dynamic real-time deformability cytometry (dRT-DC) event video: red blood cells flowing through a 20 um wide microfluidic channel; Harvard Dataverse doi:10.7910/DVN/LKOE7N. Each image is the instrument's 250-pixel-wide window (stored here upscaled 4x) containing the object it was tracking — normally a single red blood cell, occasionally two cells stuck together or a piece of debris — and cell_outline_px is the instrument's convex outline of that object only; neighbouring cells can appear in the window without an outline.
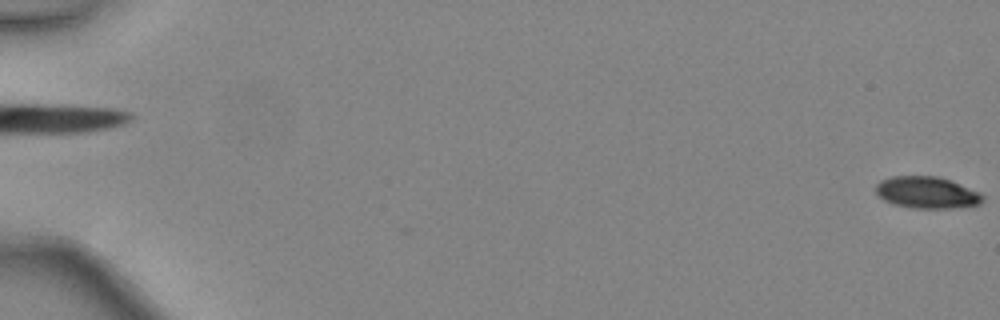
{"species": "common noctule bat (a hibernating species)", "species_latin": "Nyctalus noctula", "temperature_condition": "warm", "stored_images_in_passage": 49, "camera_frame_rate_fps": 3000, "um_per_image_px": 0.085, "animal": {"sex": "female", "body_mass_g": 24.6, "forearm_length_mm": 56.2}, "frame": {"image": 1, "passage_image": 1, "time_ms": 0.0, "image_size_px": [1000, 320], "cell_outline_px": [[984, 200], [980, 204], [952, 208], [912, 208], [896, 204], [884, 200], [876, 192], [876, 184], [880, 180], [892, 176], [936, 176], [948, 180], [976, 192], [984, 196]], "centroid_in_image_um": [78.74, 16.37], "position_along_channel_um": 6.3, "area_um2": 19.36}}
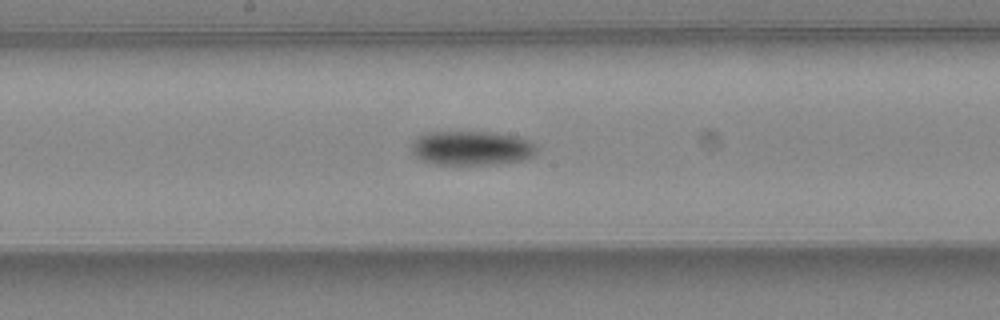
{"frame": {"image": 2, "passage_image": 28, "time_ms": 9.0, "image_size_px": [1000, 320], "cell_outline_px": [[536, 152], [528, 160], [500, 164], [436, 164], [420, 160], [412, 152], [412, 140], [416, 136], [424, 132], [496, 132], [520, 136], [536, 144]], "centroid_in_image_um": [40.11, 12.58], "position_along_channel_um": 208.1, "area_um2": 25.55}}
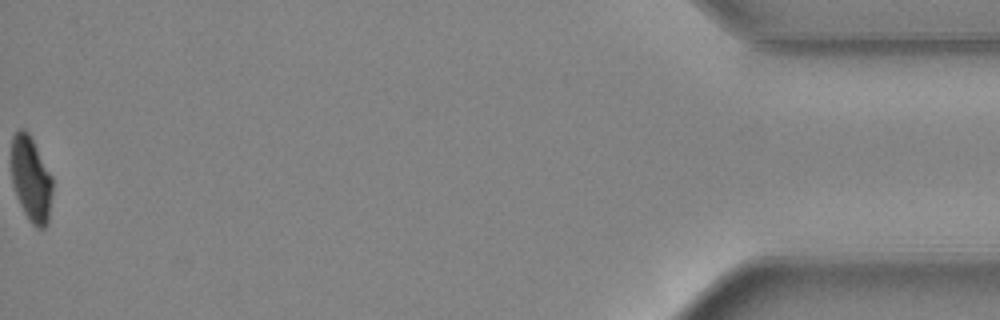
{"frame": {"image": 3, "passage_image": 49, "time_ms": 16.0, "image_size_px": [1000, 320], "cell_outline_px": [[52, 192], [48, 224], [44, 228], [36, 228], [28, 220], [16, 196], [12, 184], [12, 136], [20, 128], [24, 128], [28, 132], [52, 176]], "centroid_in_image_um": [2.64, 15.25], "position_along_channel_um": 432.6, "area_um2": 20.4}, "authors_computed_cell_mechanics": {"area_um2": 22.542, "velocity_mm_per_s": 4.4878, "shape_relaxation_time_tau1_ms": 3.3191, "shape_relaxation_time_tau2_ms": null, "deformation_change_tau1": 0.1334, "deformation_change_tau2": null}}